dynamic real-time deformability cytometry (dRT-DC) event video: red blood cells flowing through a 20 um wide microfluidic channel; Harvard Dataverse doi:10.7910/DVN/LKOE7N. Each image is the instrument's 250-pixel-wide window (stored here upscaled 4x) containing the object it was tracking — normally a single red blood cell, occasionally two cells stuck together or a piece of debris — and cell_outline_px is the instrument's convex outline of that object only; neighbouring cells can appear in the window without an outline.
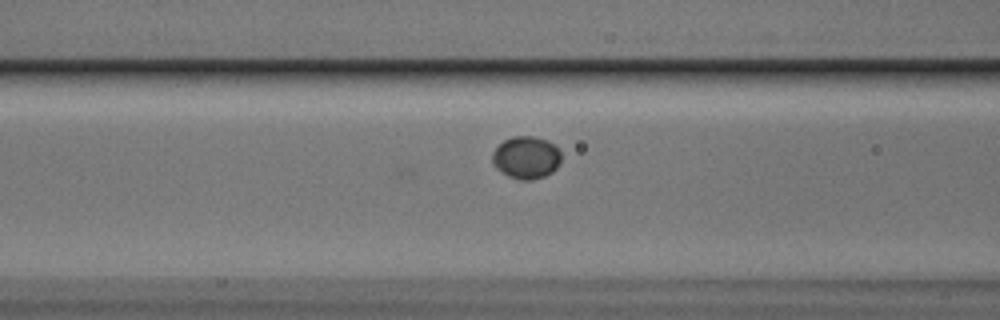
{"species": "Egyptian fruit bat (a non-hibernating species)", "species_latin": "Rousettus aegyptiacus", "temperature_condition": "cold", "stored_images_in_passage": 41, "camera_frame_rate_fps": 3000, "um_per_image_px": 0.085, "animal": {"sex": "male"}, "frame": {"image": 1, "passage_image": 5, "time_ms": 1.333, "image_size_px": [1000, 320], "cell_outline_px": [[560, 164], [552, 172], [544, 176], [532, 180], [520, 180], [508, 176], [496, 168], [492, 164], [492, 152], [504, 140], [512, 136], [532, 136], [548, 140], [556, 144], [560, 148]], "centroid_in_image_um": [44.74, 13.38], "position_along_channel_um": 121.9, "area_um2": 17.28}}
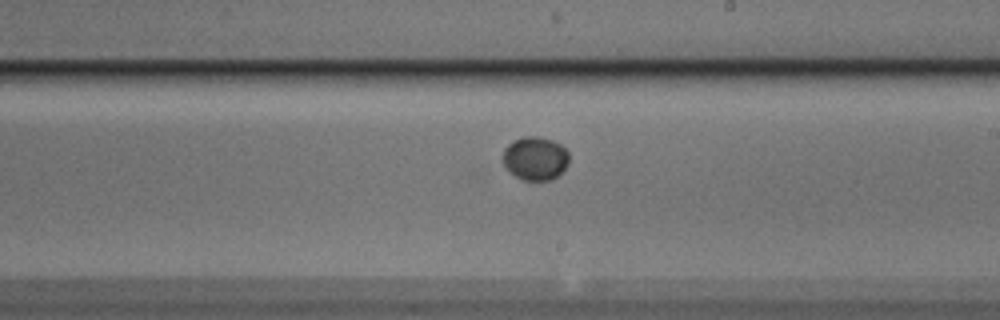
{"frame": {"image": 2, "passage_image": 15, "time_ms": 4.667, "image_size_px": [1000, 320], "cell_outline_px": [[568, 164], [552, 180], [524, 180], [516, 176], [500, 160], [500, 156], [504, 148], [508, 144], [524, 136], [536, 136], [552, 140], [560, 144], [568, 152]], "centroid_in_image_um": [45.46, 13.45], "position_along_channel_um": 243.5, "area_um2": 16.7}}
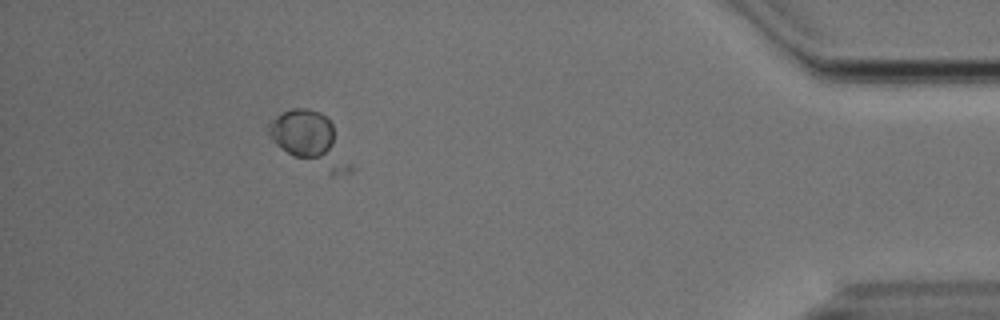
{"frame": {"image": 3, "passage_image": 33, "time_ms": 10.667, "image_size_px": [1000, 320], "cell_outline_px": [[356, 168], [352, 172], [332, 176], [292, 156], [280, 148], [276, 144], [268, 132], [268, 124], [276, 116], [292, 108], [304, 108], [320, 112], [332, 124]], "centroid_in_image_um": [26.45, 11.95], "position_along_channel_um": 408.8, "area_um2": 25.89}, "authors_computed_cell_mechanics": {"area_um2": 16.8776, "velocity_mm_per_s": 3.6567, "shape_relaxation_time_tau1_ms": 0.7861, "shape_relaxation_time_tau2_ms": null, "deformation_change_tau1": 0.0167, "deformation_change_tau2": null}}